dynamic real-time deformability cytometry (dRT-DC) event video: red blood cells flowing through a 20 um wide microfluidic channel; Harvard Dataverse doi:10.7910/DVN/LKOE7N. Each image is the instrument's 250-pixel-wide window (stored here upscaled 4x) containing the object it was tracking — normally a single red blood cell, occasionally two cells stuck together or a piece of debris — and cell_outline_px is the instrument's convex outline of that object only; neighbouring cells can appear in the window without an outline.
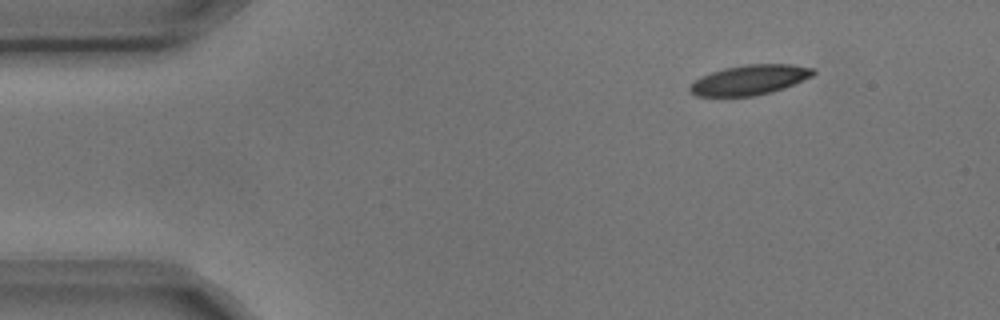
{"species": "common noctule bat (a hibernating species)", "species_latin": "Nyctalus noctula", "temperature_condition": "cold", "stored_images_in_passage": 5, "camera_frame_rate_fps": 3000, "um_per_image_px": 0.085, "animal": {"sex": "male", "body_mass_g": 17.9, "forearm_length_mm": 54.2}, "frame": {"image": 1, "passage_image": 1, "time_ms": 0.0, "image_size_px": [1000, 320], "cell_outline_px": [[816, 72], [812, 76], [784, 88], [772, 92], [752, 96], [696, 96], [688, 92], [688, 88], [700, 76], [724, 68], [748, 64], [792, 64], [816, 68]], "centroid_in_image_um": [63.73, 6.79], "position_along_channel_um": 21.3, "area_um2": 21.56}}
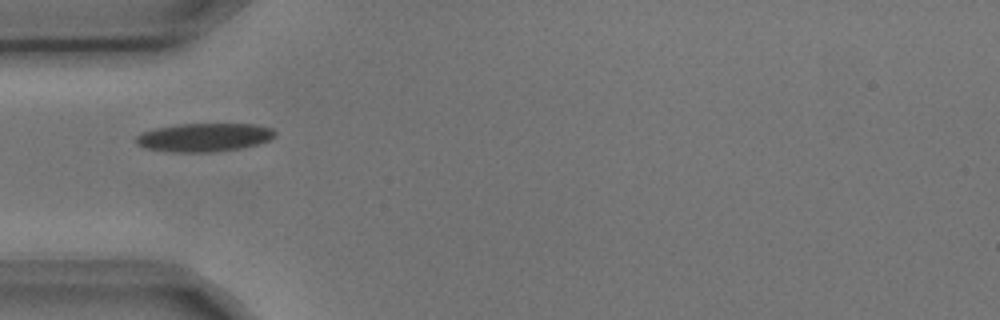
{"frame": {"image": 2, "passage_image": 4, "time_ms": 1.0, "image_size_px": [1000, 320], "cell_outline_px": [[276, 136], [260, 144], [244, 148], [212, 152], [172, 152], [144, 148], [136, 144], [136, 136], [140, 132], [156, 128], [180, 124], [252, 124], [272, 128], [276, 132]], "centroid_in_image_um": [17.36, 11.68], "position_along_channel_um": 67.6, "area_um2": 23.24}}